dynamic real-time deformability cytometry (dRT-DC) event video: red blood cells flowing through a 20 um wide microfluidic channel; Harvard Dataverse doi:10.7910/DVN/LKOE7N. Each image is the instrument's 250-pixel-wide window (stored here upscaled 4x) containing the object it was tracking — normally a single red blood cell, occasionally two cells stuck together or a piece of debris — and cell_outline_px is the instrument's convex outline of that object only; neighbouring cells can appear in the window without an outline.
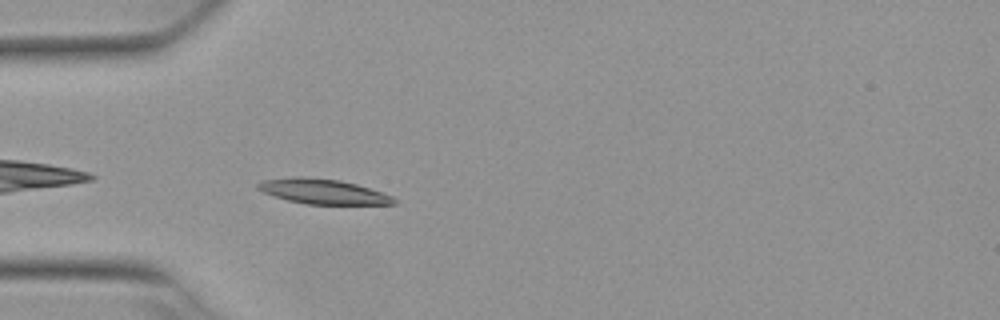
{"species": "Egyptian fruit bat (a non-hibernating species)", "species_latin": "Rousettus aegyptiacus", "temperature_condition": "warm", "stored_images_in_passage": 39, "camera_frame_rate_fps": 3000, "um_per_image_px": 0.085, "animal": {"sex": "female"}, "frame": {"image": 1, "passage_image": 2, "time_ms": 0.333, "image_size_px": [1000, 320], "cell_outline_px": [[396, 204], [304, 204], [288, 200], [264, 192], [256, 188], [256, 184], [264, 180], [292, 176], [300, 176], [340, 180], [356, 184], [392, 196], [396, 200]], "centroid_in_image_um": [27.42, 16.27], "position_along_channel_um": 57.6, "area_um2": 19.59}}
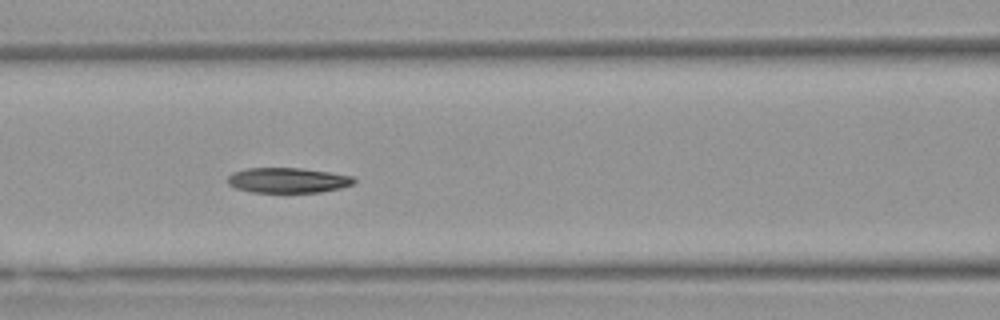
{"frame": {"image": 2, "passage_image": 9, "time_ms": 2.667, "image_size_px": [1000, 320], "cell_outline_px": [[356, 180], [352, 184], [340, 188], [320, 192], [252, 192], [236, 188], [228, 184], [228, 176], [232, 172], [244, 168], [300, 168], [328, 172], [352, 176]], "centroid_in_image_um": [24.43, 15.32], "position_along_channel_um": 142.2, "area_um2": 18.44}}
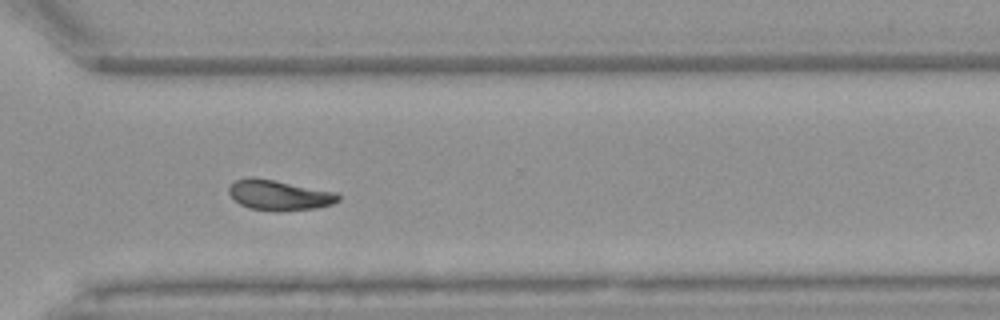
{"frame": {"image": 3, "passage_image": 25, "time_ms": 8.0, "image_size_px": [1000, 320], "cell_outline_px": [[340, 200], [332, 204], [316, 208], [280, 212], [276, 212], [248, 208], [240, 204], [228, 192], [228, 188], [236, 180], [248, 176], [252, 176], [276, 180], [336, 192], [340, 196]], "centroid_in_image_um": [23.73, 16.59], "position_along_channel_um": 346.9, "area_um2": 19.54}, "authors_computed_cell_mechanics": {"area_um2": 19.1318, "velocity_mm_per_s": 3.8499, "shape_relaxation_time_tau1_ms": 6.7673, "shape_relaxation_time_tau2_ms": null, "deformation_change_tau1": 0.174, "deformation_change_tau2": null}}